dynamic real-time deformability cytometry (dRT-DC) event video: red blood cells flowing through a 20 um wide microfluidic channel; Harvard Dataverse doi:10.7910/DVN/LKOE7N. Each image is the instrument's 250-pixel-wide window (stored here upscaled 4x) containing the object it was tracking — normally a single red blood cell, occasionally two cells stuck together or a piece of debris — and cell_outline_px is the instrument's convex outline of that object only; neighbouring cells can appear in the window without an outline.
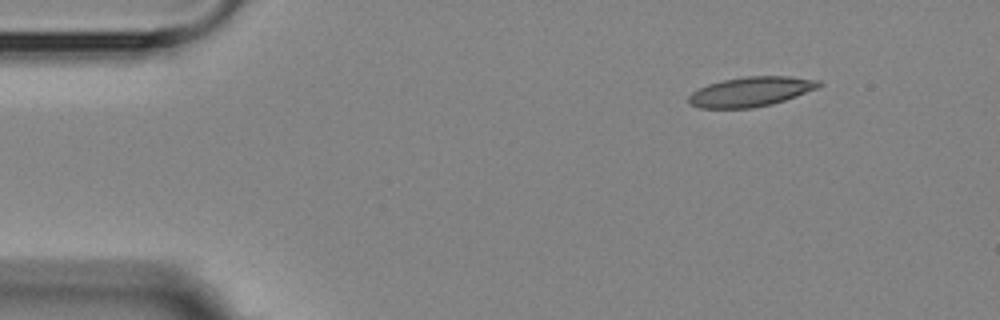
{"species": "Egyptian fruit bat (a non-hibernating species)", "species_latin": "Rousettus aegyptiacus", "temperature_condition": "room temperature", "stored_images_in_passage": 3, "camera_frame_rate_fps": 3000, "um_per_image_px": 0.085, "animal": {"sex": "female"}, "frame": {"image": 1, "passage_image": 1, "time_ms": 0.0, "image_size_px": [1000, 320], "cell_outline_px": [[824, 84], [816, 88], [796, 96], [772, 104], [752, 108], [700, 108], [692, 104], [688, 100], [688, 96], [692, 92], [708, 84], [724, 80], [748, 76], [788, 76], [820, 80]], "centroid_in_image_um": [63.84, 7.79], "position_along_channel_um": 21.2, "area_um2": 22.31}}